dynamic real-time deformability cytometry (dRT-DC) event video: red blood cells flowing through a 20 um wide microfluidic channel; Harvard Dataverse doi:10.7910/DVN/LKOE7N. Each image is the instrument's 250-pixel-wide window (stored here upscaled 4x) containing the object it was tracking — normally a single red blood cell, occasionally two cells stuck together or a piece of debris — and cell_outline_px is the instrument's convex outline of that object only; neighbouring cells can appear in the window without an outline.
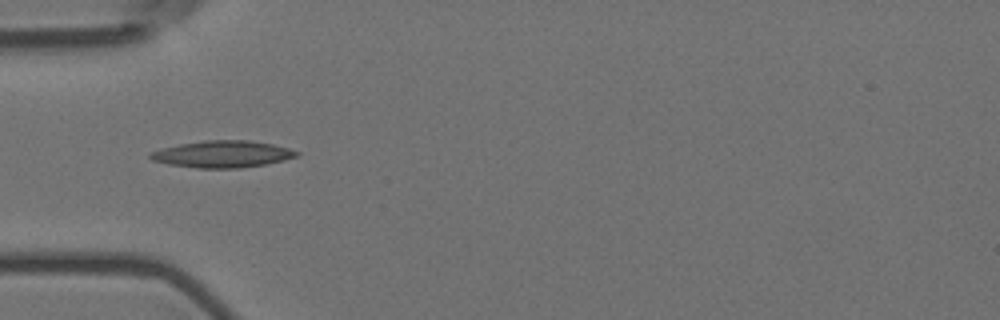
{"species": "Egyptian fruit bat (a non-hibernating species)", "species_latin": "Rousettus aegyptiacus", "temperature_condition": "room temperature", "stored_images_in_passage": 8, "camera_frame_rate_fps": 3000, "um_per_image_px": 0.085, "animal": {"sex": "female"}, "frame": {"image": 1, "passage_image": 5, "time_ms": 1.333, "image_size_px": [1000, 320], "cell_outline_px": [[300, 156], [284, 160], [264, 164], [240, 168], [196, 168], [168, 164], [152, 160], [148, 156], [148, 152], [160, 148], [180, 144], [204, 140], [248, 140], [272, 144], [288, 148], [300, 152]], "centroid_in_image_um": [18.88, 13.1], "position_along_channel_um": 66.1, "area_um2": 23.0}}
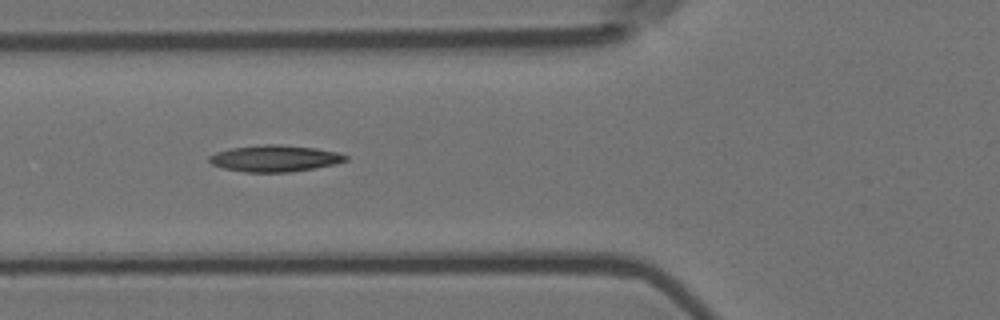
{"frame": {"image": 2, "passage_image": 6, "time_ms": 1.667, "image_size_px": [1000, 320], "cell_outline_px": [[348, 160], [336, 164], [288, 172], [244, 172], [224, 168], [212, 164], [208, 160], [208, 156], [216, 152], [228, 148], [260, 144], [280, 144], [316, 148], [336, 152], [348, 156]], "centroid_in_image_um": [23.33, 13.45], "position_along_channel_um": 102.5, "area_um2": 21.15}}
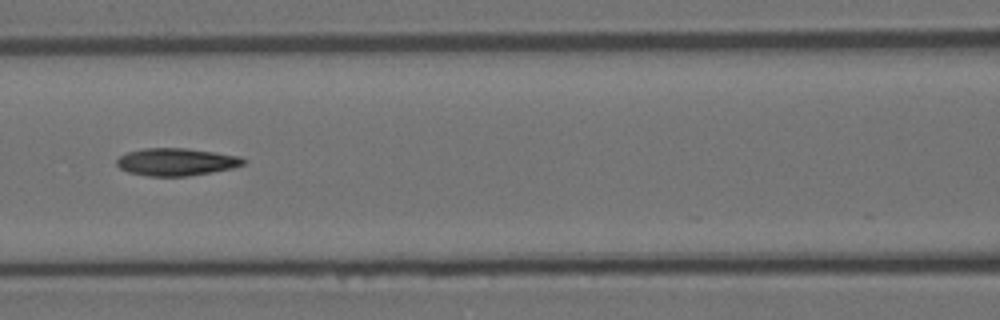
{"frame": {"image": 3, "passage_image": 7, "time_ms": 2.0, "image_size_px": [1000, 320], "cell_outline_px": [[248, 160], [244, 164], [232, 168], [212, 172], [188, 176], [148, 176], [128, 172], [120, 168], [116, 164], [116, 160], [120, 156], [128, 152], [144, 148], [188, 148], [216, 152], [240, 156]], "centroid_in_image_um": [15.01, 13.76], "position_along_channel_um": 151.6, "area_um2": 20.4}}